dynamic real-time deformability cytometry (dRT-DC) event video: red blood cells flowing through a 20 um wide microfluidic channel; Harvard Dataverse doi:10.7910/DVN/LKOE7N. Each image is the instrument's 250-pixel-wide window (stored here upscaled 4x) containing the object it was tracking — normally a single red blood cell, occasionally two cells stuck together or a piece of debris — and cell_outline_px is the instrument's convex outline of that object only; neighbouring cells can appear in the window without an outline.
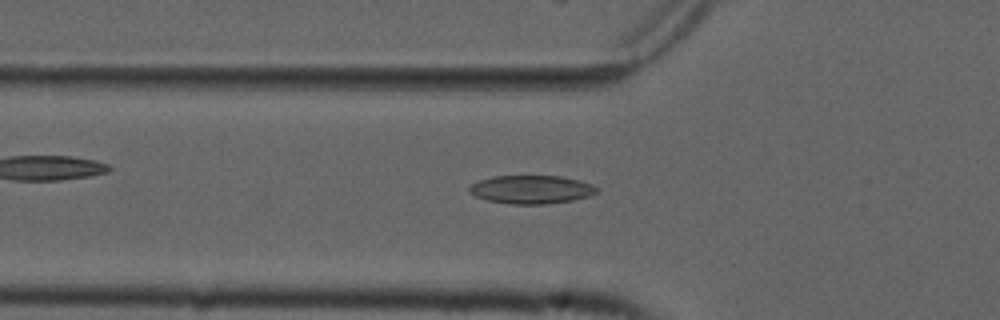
{"species": "common noctule bat (a hibernating species)", "species_latin": "Nyctalus noctula", "temperature_condition": "cold", "stored_images_in_passage": 45, "camera_frame_rate_fps": 3000, "um_per_image_px": 0.085, "animal": {"sex": "male", "forearm_length_mm": 52.5}, "frame": {"image": 1, "passage_image": 10, "time_ms": 3.0, "image_size_px": [1000, 320], "cell_outline_px": [[600, 188], [592, 196], [572, 200], [544, 204], [512, 204], [488, 200], [476, 196], [468, 188], [472, 184], [480, 180], [492, 176], [560, 176], [592, 184]], "centroid_in_image_um": [45.2, 16.1], "position_along_channel_um": 80.6, "area_um2": 20.87}}
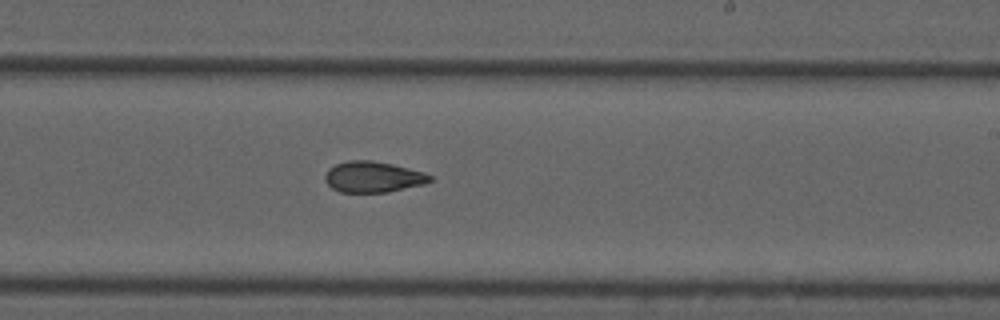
{"frame": {"image": 2, "passage_image": 24, "time_ms": 7.667, "image_size_px": [1000, 320], "cell_outline_px": [[432, 180], [424, 184], [388, 192], [340, 192], [332, 188], [324, 180], [324, 176], [328, 168], [336, 164], [348, 160], [372, 160], [392, 164], [424, 172], [432, 176]], "centroid_in_image_um": [31.69, 15.03], "position_along_channel_um": 257.3, "area_um2": 18.96}}
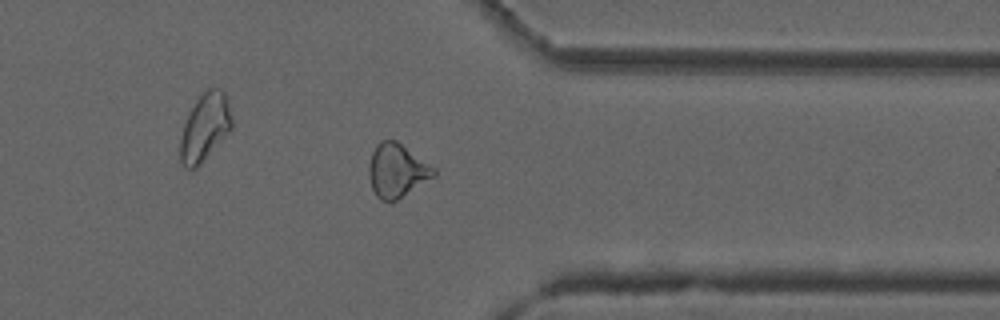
{"frame": {"image": 3, "passage_image": 34, "time_ms": 11.0, "image_size_px": [1000, 320], "cell_outline_px": [[436, 176], [392, 204], [380, 200], [376, 196], [372, 188], [368, 176], [368, 168], [372, 152], [376, 144], [380, 140], [396, 140], [436, 168]], "centroid_in_image_um": [33.74, 14.53], "position_along_channel_um": 377.7, "area_um2": 20.75}, "authors_computed_cell_mechanics": {"area_um2": 20.23, "velocity_mm_per_s": 3.7765, "shape_relaxation_time_tau1_ms": 6.8374, "shape_relaxation_time_tau2_ms": 3.995, "deformation_change_tau1": 0.152, "deformation_change_tau2": 0.097}}